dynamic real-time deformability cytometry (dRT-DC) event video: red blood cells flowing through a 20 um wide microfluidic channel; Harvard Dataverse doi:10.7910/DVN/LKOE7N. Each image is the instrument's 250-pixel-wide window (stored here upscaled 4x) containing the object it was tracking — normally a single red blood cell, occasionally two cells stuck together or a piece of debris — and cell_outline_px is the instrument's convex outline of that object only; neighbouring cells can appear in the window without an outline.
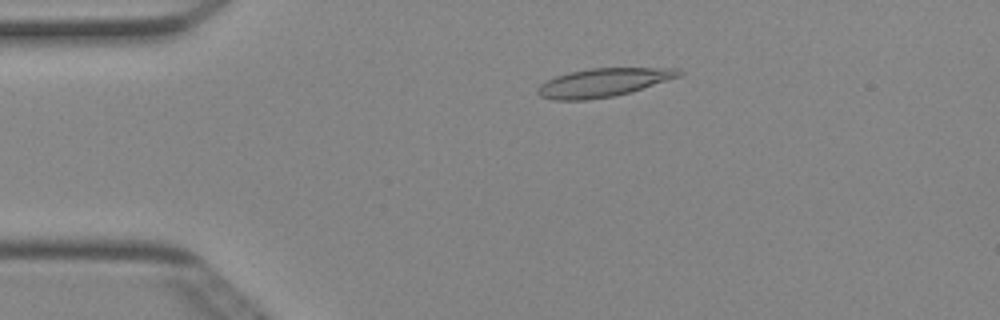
{"species": "Egyptian fruit bat (a non-hibernating species)", "species_latin": "Rousettus aegyptiacus", "temperature_condition": "cold", "stored_images_in_passage": 50, "camera_frame_rate_fps": 3000, "um_per_image_px": 0.085, "animal": {"sex": "female"}, "frame": {"image": 1, "passage_image": 10, "time_ms": 3.0, "image_size_px": [1000, 320], "cell_outline_px": [[684, 72], [680, 76], [628, 92], [612, 96], [588, 100], [552, 100], [540, 96], [536, 92], [536, 88], [540, 84], [556, 76], [568, 72], [588, 68], [676, 68]], "centroid_in_image_um": [51.21, 7.01], "position_along_channel_um": 33.8, "area_um2": 23.24}}
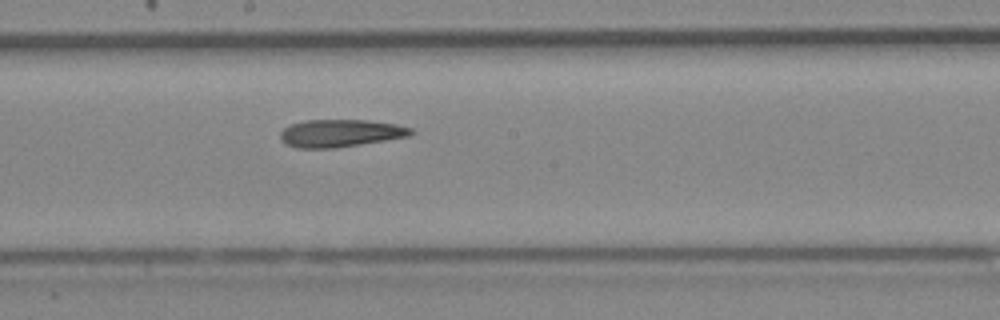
{"frame": {"image": 2, "passage_image": 27, "time_ms": 8.667, "image_size_px": [1000, 320], "cell_outline_px": [[416, 132], [408, 136], [336, 148], [296, 148], [284, 144], [280, 140], [280, 132], [284, 128], [292, 124], [304, 120], [368, 120], [396, 124], [412, 128]], "centroid_in_image_um": [28.9, 11.32], "position_along_channel_um": 219.3, "area_um2": 21.04}}
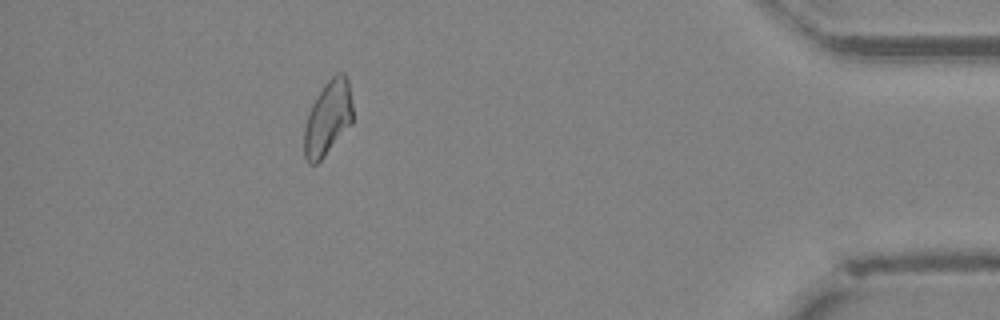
{"frame": {"image": 3, "passage_image": 45, "time_ms": 14.667, "image_size_px": [1000, 320], "cell_outline_px": [[352, 124], [324, 156], [316, 164], [308, 164], [304, 156], [304, 128], [308, 112], [316, 96], [324, 84], [336, 72], [344, 72], [348, 80], [352, 104]], "centroid_in_image_um": [27.86, 10.02], "position_along_channel_um": 407.3, "area_um2": 21.21}, "authors_computed_cell_mechanics": {"area_um2": 21.9351, "velocity_mm_per_s": 3.9999, "shape_relaxation_time_tau1_ms": null, "shape_relaxation_time_tau2_ms": 9.6706, "deformation_change_tau1": null, "deformation_change_tau2": 0.2078}}